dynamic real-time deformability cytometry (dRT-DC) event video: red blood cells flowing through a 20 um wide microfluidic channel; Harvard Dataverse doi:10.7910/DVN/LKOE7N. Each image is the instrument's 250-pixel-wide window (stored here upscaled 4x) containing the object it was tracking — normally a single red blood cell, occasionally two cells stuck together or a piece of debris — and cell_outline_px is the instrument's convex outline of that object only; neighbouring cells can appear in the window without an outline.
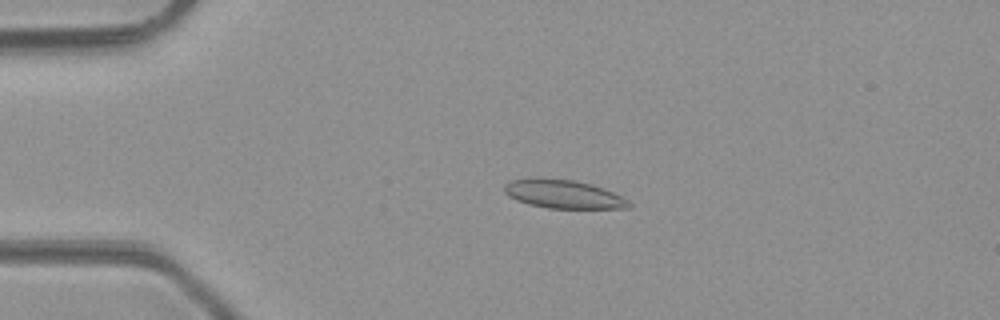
{"species": "common noctule bat (a hibernating species)", "species_latin": "Nyctalus noctula", "temperature_condition": "room temperature", "stored_images_in_passage": 50, "camera_frame_rate_fps": 3000, "um_per_image_px": 0.085, "animal": {"sex": "male", "body_mass_g": 23.1, "forearm_length_mm": 52.7}, "frame": {"image": 1, "passage_image": 12, "time_ms": 3.667, "image_size_px": [1000, 320], "cell_outline_px": [[632, 204], [628, 208], [548, 208], [528, 204], [516, 200], [508, 196], [504, 192], [504, 184], [512, 180], [576, 180], [592, 184], [604, 188], [628, 200]], "centroid_in_image_um": [47.92, 16.53], "position_along_channel_um": 37.1, "area_um2": 20.11}}
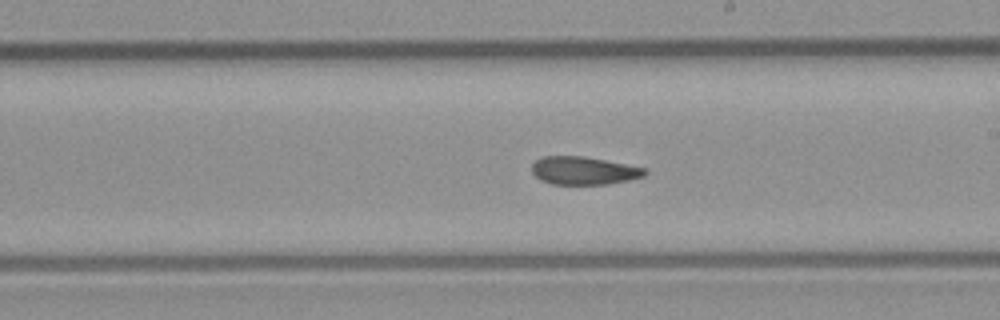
{"frame": {"image": 2, "passage_image": 29, "time_ms": 9.333, "image_size_px": [1000, 320], "cell_outline_px": [[648, 172], [644, 176], [628, 180], [608, 184], [552, 184], [540, 180], [532, 172], [532, 164], [536, 160], [544, 156], [584, 156], [648, 168]], "centroid_in_image_um": [49.64, 14.5], "position_along_channel_um": 239.4, "area_um2": 18.5}}
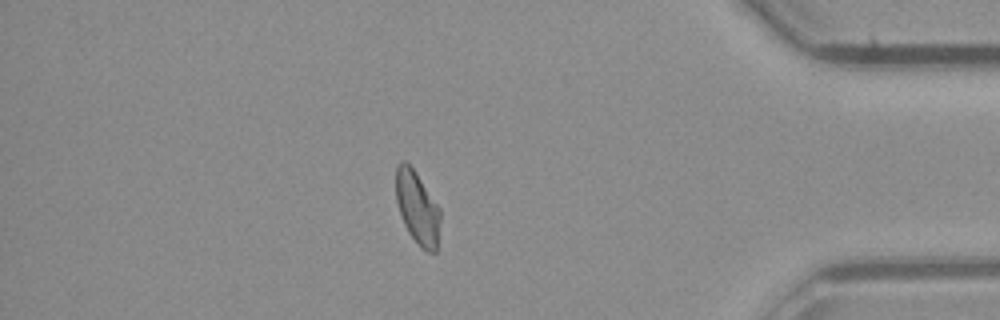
{"frame": {"image": 3, "passage_image": 43, "time_ms": 14.0, "image_size_px": [1000, 320], "cell_outline_px": [[440, 220], [436, 252], [428, 252], [420, 248], [408, 232], [404, 224], [396, 200], [396, 164], [400, 160], [404, 160], [412, 168], [440, 208]], "centroid_in_image_um": [35.46, 17.67], "position_along_channel_um": 399.7, "area_um2": 18.67}, "authors_computed_cell_mechanics": {"area_um2": 19.7098, "velocity_mm_per_s": 4.2447, "shape_relaxation_time_tau1_ms": null, "shape_relaxation_time_tau2_ms": 3.4172, "deformation_change_tau1": null, "deformation_change_tau2": 0.0762}}